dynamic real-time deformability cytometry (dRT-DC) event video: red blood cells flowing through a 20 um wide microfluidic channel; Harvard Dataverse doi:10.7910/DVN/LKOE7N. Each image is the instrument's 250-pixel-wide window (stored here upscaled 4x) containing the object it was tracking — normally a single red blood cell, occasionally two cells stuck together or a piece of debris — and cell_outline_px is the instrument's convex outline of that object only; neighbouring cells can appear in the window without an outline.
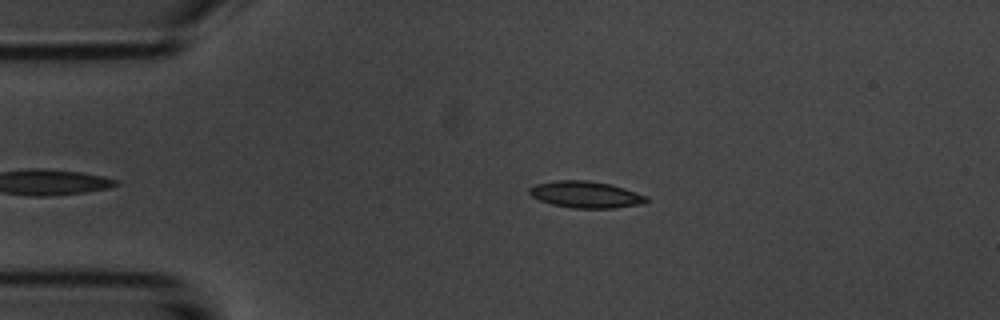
{"species": "common noctule bat (a hibernating species)", "species_latin": "Nyctalus noctula", "temperature_condition": "room temperature", "stored_images_in_passage": 3, "camera_frame_rate_fps": 3000, "um_per_image_px": 0.085, "animal": {"sex": "male", "body_mass_g": 20.1, "forearm_length_mm": 53.5}, "frame": {"image": 1, "passage_image": 1, "time_ms": 0.0, "image_size_px": [1000, 320], "cell_outline_px": [[648, 200], [644, 204], [616, 208], [572, 208], [552, 204], [540, 200], [532, 196], [528, 192], [528, 188], [536, 184], [556, 180], [588, 180], [608, 184], [624, 188], [648, 196]], "centroid_in_image_um": [49.8, 16.54], "position_along_channel_um": 35.2, "area_um2": 18.21}}
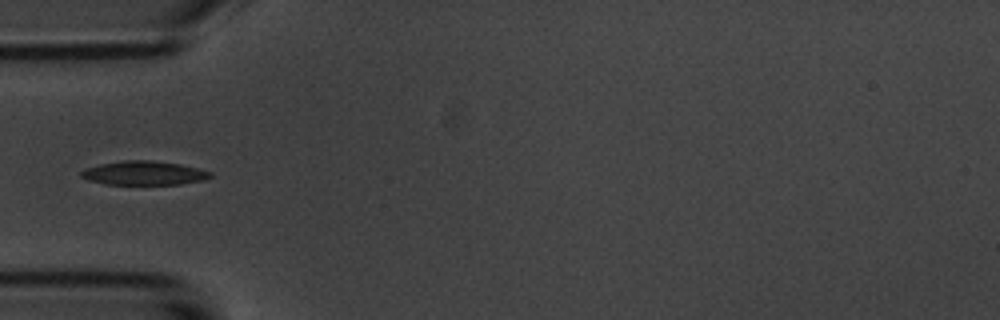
{"frame": {"image": 2, "passage_image": 3, "time_ms": 2.0, "image_size_px": [1000, 320], "cell_outline_px": [[212, 176], [204, 180], [180, 184], [104, 184], [88, 180], [80, 176], [80, 172], [84, 168], [100, 164], [124, 160], [152, 160], [180, 164], [212, 172]], "centroid_in_image_um": [12.21, 14.7], "position_along_channel_um": 72.8, "area_um2": 18.03}}